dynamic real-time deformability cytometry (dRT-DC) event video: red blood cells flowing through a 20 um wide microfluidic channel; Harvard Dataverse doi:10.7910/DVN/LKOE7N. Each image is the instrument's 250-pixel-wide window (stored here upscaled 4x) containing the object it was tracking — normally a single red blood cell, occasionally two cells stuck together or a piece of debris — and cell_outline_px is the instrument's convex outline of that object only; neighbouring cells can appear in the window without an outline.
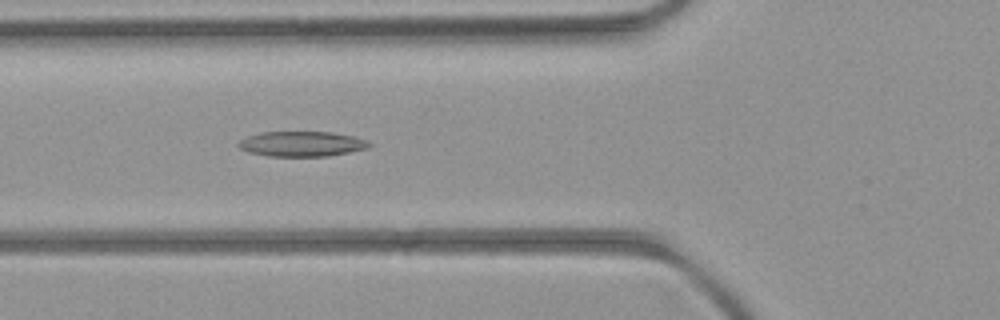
{"species": "common noctule bat (a hibernating species)", "species_latin": "Nyctalus noctula", "temperature_condition": "room temperature", "stored_images_in_passage": 52, "camera_frame_rate_fps": 3000, "um_per_image_px": 0.085, "animal": {"sex": "female", "body_mass_g": 21.9}, "frame": {"image": 1, "passage_image": 19, "time_ms": 6.0, "image_size_px": [1000, 320], "cell_outline_px": [[372, 144], [368, 148], [328, 156], [268, 156], [248, 152], [240, 148], [236, 144], [240, 140], [248, 136], [260, 132], [332, 132], [352, 136], [368, 140]], "centroid_in_image_um": [25.64, 12.23], "position_along_channel_um": 100.2, "area_um2": 19.13}}
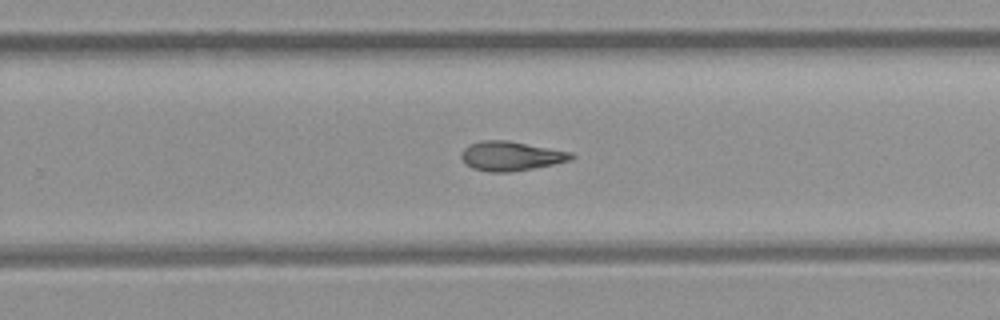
{"frame": {"image": 2, "passage_image": 33, "time_ms": 10.667, "image_size_px": [1000, 320], "cell_outline_px": [[576, 156], [572, 160], [512, 172], [488, 172], [472, 168], [464, 164], [460, 156], [460, 152], [468, 144], [480, 140], [508, 140], [572, 152]], "centroid_in_image_um": [43.38, 13.25], "position_along_channel_um": 286.4, "area_um2": 19.07}}
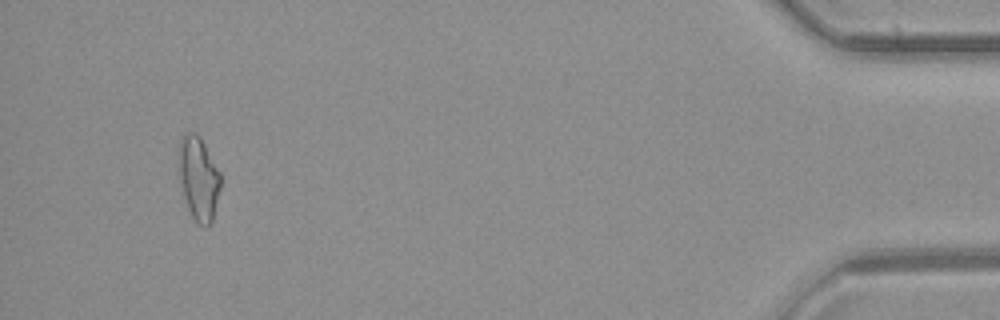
{"frame": {"image": 3, "passage_image": 49, "time_ms": 16.0, "image_size_px": [1000, 320], "cell_outline_px": [[220, 188], [212, 220], [208, 228], [204, 228], [192, 216], [188, 208], [184, 196], [180, 176], [180, 136], [184, 132], [196, 132], [200, 136], [220, 172]], "centroid_in_image_um": [16.9, 15.14], "position_along_channel_um": 418.3, "area_um2": 20.0}, "authors_computed_cell_mechanics": {"area_um2": 19.1029, "velocity_mm_per_s": 3.9888, "shape_relaxation_time_tau1_ms": null, "shape_relaxation_time_tau2_ms": 10.5932, "deformation_change_tau1": null, "deformation_change_tau2": 0.239}}